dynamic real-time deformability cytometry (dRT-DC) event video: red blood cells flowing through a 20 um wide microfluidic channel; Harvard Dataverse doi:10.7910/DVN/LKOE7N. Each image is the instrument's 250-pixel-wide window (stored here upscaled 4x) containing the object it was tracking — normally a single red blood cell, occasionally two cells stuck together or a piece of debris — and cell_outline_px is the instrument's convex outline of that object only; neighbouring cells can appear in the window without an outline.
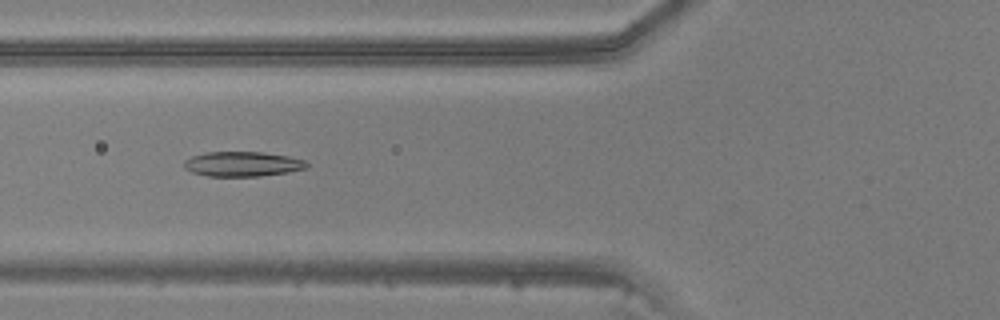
{"species": "common noctule bat (a hibernating species)", "species_latin": "Nyctalus noctula", "temperature_condition": "warm", "stored_images_in_passage": 35, "camera_frame_rate_fps": 3000, "um_per_image_px": 0.085, "animal": {"sex": "male", "body_mass_g": 20.5, "forearm_length_mm": 52.5}, "frame": {"image": 1, "passage_image": 6, "time_ms": 1.667, "image_size_px": [1000, 320], "cell_outline_px": [[308, 164], [304, 168], [288, 172], [260, 176], [208, 176], [192, 172], [184, 168], [184, 160], [192, 156], [204, 152], [260, 152], [288, 156], [304, 160]], "centroid_in_image_um": [20.57, 13.94], "position_along_channel_um": 105.2, "area_um2": 17.63}}
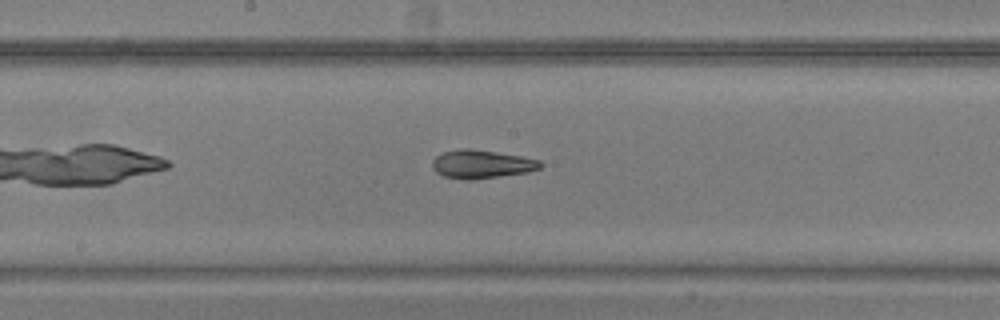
{"frame": {"image": 2, "passage_image": 13, "time_ms": 4.0, "image_size_px": [1000, 320], "cell_outline_px": [[544, 164], [540, 168], [528, 172], [472, 180], [464, 180], [444, 176], [436, 172], [432, 168], [432, 160], [436, 156], [444, 152], [460, 148], [468, 148], [496, 152], [520, 156], [540, 160]], "centroid_in_image_um": [40.92, 13.96], "position_along_channel_um": 207.3, "area_um2": 17.92}}
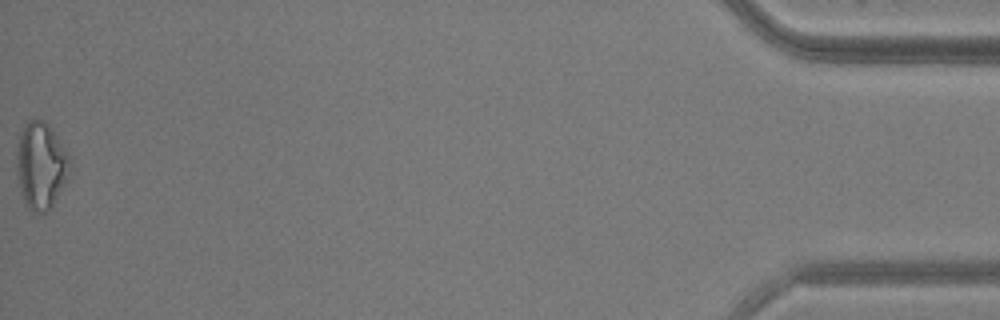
{"frame": {"image": 3, "passage_image": 35, "time_ms": 11.333, "image_size_px": [1000, 320], "cell_outline_px": [[72, 164], [52, 208], [48, 212], [40, 216], [28, 208], [20, 192], [16, 168], [16, 148], [20, 132], [24, 124], [32, 120], [44, 120], [52, 128], [68, 152], [72, 160]], "centroid_in_image_um": [3.47, 14.08], "position_along_channel_um": 431.7, "area_um2": 27.4}}